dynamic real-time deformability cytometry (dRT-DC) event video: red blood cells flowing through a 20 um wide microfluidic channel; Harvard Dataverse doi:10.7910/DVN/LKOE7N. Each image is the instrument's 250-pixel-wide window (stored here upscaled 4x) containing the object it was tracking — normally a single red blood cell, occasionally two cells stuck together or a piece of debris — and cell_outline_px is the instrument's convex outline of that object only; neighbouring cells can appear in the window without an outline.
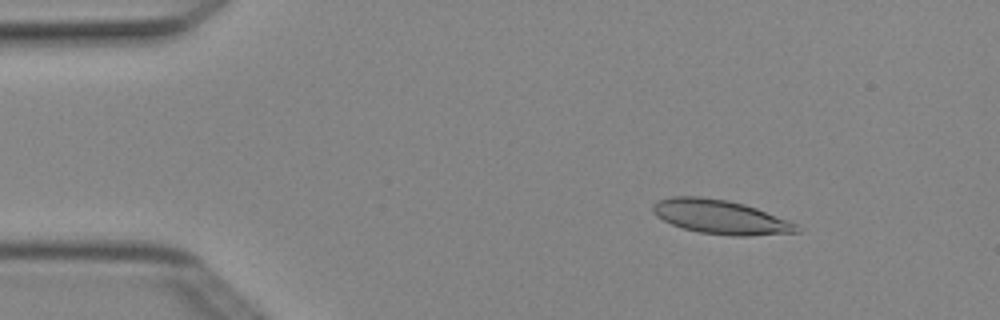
{"species": "Egyptian fruit bat (a non-hibernating species)", "species_latin": "Rousettus aegyptiacus", "temperature_condition": "cold", "stored_images_in_passage": 3, "camera_frame_rate_fps": 3000, "um_per_image_px": 0.085, "animal": {"sex": "female"}, "frame": {"image": 1, "passage_image": 2, "time_ms": 0.333, "image_size_px": [1000, 320], "cell_outline_px": [[800, 232], [748, 236], [736, 236], [700, 232], [684, 228], [672, 224], [656, 216], [652, 212], [652, 204], [660, 200], [672, 196], [700, 196], [728, 200], [744, 204], [756, 208], [788, 220], [796, 224], [800, 228]], "centroid_in_image_um": [61.24, 18.43], "position_along_channel_um": 23.8, "area_um2": 28.44}}